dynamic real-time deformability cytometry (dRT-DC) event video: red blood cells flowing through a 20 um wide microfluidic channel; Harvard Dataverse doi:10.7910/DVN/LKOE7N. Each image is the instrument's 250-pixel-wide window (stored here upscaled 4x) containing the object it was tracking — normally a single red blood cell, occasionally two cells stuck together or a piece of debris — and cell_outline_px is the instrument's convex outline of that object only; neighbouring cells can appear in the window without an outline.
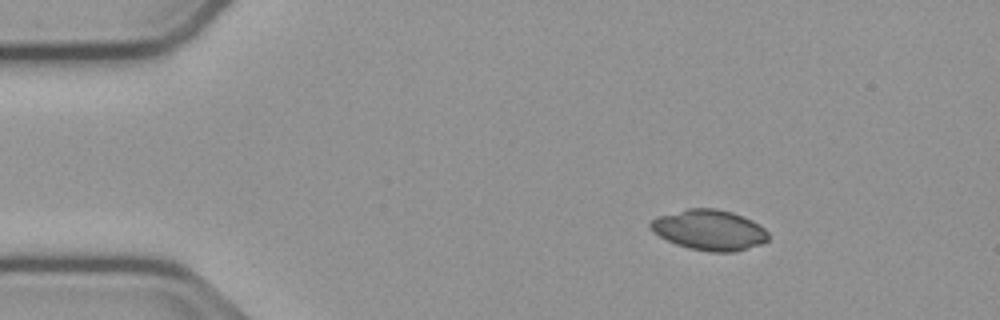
{"species": "common noctule bat (a hibernating species)", "species_latin": "Nyctalus noctula", "temperature_condition": "cold", "stored_images_in_passage": 47, "camera_frame_rate_fps": 3000, "um_per_image_px": 0.085, "animal": {"sex": "male", "body_mass_g": 23.1, "forearm_length_mm": 52.7}, "frame": {"image": 1, "passage_image": 1, "time_ms": 0.0, "image_size_px": [1000, 320], "cell_outline_px": [[768, 240], [760, 244], [736, 252], [708, 252], [688, 248], [676, 244], [652, 232], [648, 224], [652, 220], [660, 216], [688, 208], [716, 208], [732, 212], [744, 216], [752, 220], [764, 228], [768, 232]], "centroid_in_image_um": [60.3, 19.55], "position_along_channel_um": 24.7, "area_um2": 27.8}}
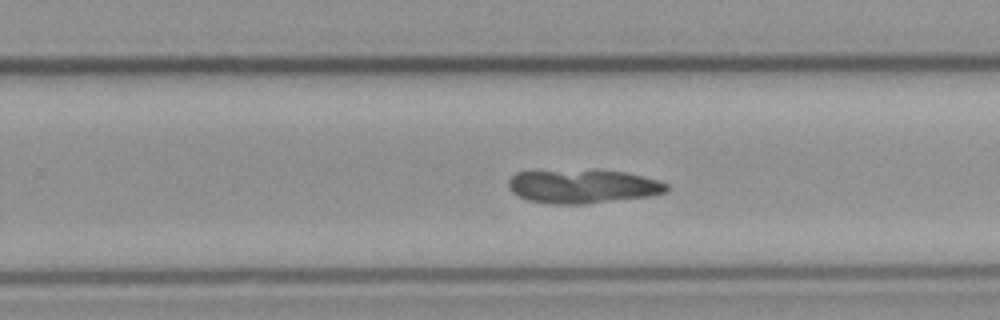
{"frame": {"image": 2, "passage_image": 27, "time_ms": 8.667, "image_size_px": [1000, 320], "cell_outline_px": [[668, 192], [652, 196], [584, 204], [548, 204], [528, 200], [512, 192], [508, 188], [508, 180], [516, 172], [624, 172], [656, 180], [668, 184]], "centroid_in_image_um": [49.55, 15.89], "position_along_channel_um": 280.3, "area_um2": 30.23}}
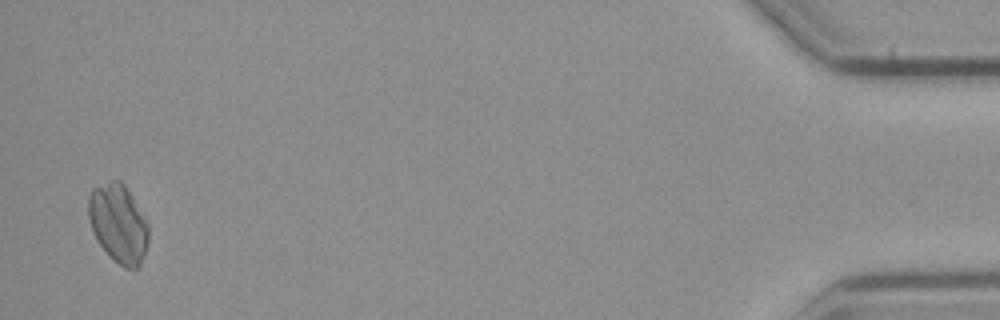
{"frame": {"image": 3, "passage_image": 46, "time_ms": 15.0, "image_size_px": [1000, 320], "cell_outline_px": [[148, 244], [144, 256], [140, 264], [136, 268], [124, 268], [96, 240], [92, 232], [88, 216], [88, 196], [92, 188], [112, 180], [120, 180], [128, 188], [144, 216], [148, 224]], "centroid_in_image_um": [10.06, 18.96], "position_along_channel_um": 425.1, "area_um2": 27.46}}